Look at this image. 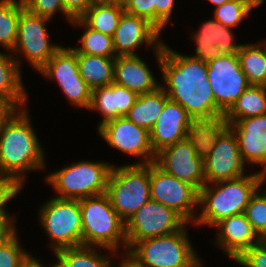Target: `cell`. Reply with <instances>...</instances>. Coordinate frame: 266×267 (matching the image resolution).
<instances>
[{"label": "cell", "mask_w": 266, "mask_h": 267, "mask_svg": "<svg viewBox=\"0 0 266 267\" xmlns=\"http://www.w3.org/2000/svg\"><path fill=\"white\" fill-rule=\"evenodd\" d=\"M262 185L251 197L244 214L261 239H266V189Z\"/></svg>", "instance_id": "836d02e7"}, {"label": "cell", "mask_w": 266, "mask_h": 267, "mask_svg": "<svg viewBox=\"0 0 266 267\" xmlns=\"http://www.w3.org/2000/svg\"><path fill=\"white\" fill-rule=\"evenodd\" d=\"M67 267H108L119 254L96 246H77L55 252Z\"/></svg>", "instance_id": "484cf974"}, {"label": "cell", "mask_w": 266, "mask_h": 267, "mask_svg": "<svg viewBox=\"0 0 266 267\" xmlns=\"http://www.w3.org/2000/svg\"><path fill=\"white\" fill-rule=\"evenodd\" d=\"M37 222L48 238L51 253L82 245L80 200L50 196L37 208Z\"/></svg>", "instance_id": "ba28073f"}, {"label": "cell", "mask_w": 266, "mask_h": 267, "mask_svg": "<svg viewBox=\"0 0 266 267\" xmlns=\"http://www.w3.org/2000/svg\"><path fill=\"white\" fill-rule=\"evenodd\" d=\"M207 65L216 106L225 115L251 84L240 67L237 55H221L208 61Z\"/></svg>", "instance_id": "2e32d148"}, {"label": "cell", "mask_w": 266, "mask_h": 267, "mask_svg": "<svg viewBox=\"0 0 266 267\" xmlns=\"http://www.w3.org/2000/svg\"><path fill=\"white\" fill-rule=\"evenodd\" d=\"M23 188L18 180L0 176V214H14L8 210L9 203L17 199Z\"/></svg>", "instance_id": "74e56055"}, {"label": "cell", "mask_w": 266, "mask_h": 267, "mask_svg": "<svg viewBox=\"0 0 266 267\" xmlns=\"http://www.w3.org/2000/svg\"><path fill=\"white\" fill-rule=\"evenodd\" d=\"M115 59L77 53L79 73L91 90L114 82Z\"/></svg>", "instance_id": "d4e9b609"}, {"label": "cell", "mask_w": 266, "mask_h": 267, "mask_svg": "<svg viewBox=\"0 0 266 267\" xmlns=\"http://www.w3.org/2000/svg\"><path fill=\"white\" fill-rule=\"evenodd\" d=\"M237 57L248 82L266 87V38L245 43Z\"/></svg>", "instance_id": "4316f807"}, {"label": "cell", "mask_w": 266, "mask_h": 267, "mask_svg": "<svg viewBox=\"0 0 266 267\" xmlns=\"http://www.w3.org/2000/svg\"><path fill=\"white\" fill-rule=\"evenodd\" d=\"M168 100L166 92L159 87L156 91L138 95L134 105L125 116L137 126L150 131Z\"/></svg>", "instance_id": "83f0119b"}, {"label": "cell", "mask_w": 266, "mask_h": 267, "mask_svg": "<svg viewBox=\"0 0 266 267\" xmlns=\"http://www.w3.org/2000/svg\"><path fill=\"white\" fill-rule=\"evenodd\" d=\"M69 26L81 28L82 34L78 37V46L70 47L76 52L88 55L116 58L113 37L89 28L81 19L73 20Z\"/></svg>", "instance_id": "f546056e"}, {"label": "cell", "mask_w": 266, "mask_h": 267, "mask_svg": "<svg viewBox=\"0 0 266 267\" xmlns=\"http://www.w3.org/2000/svg\"><path fill=\"white\" fill-rule=\"evenodd\" d=\"M140 55L117 56L114 67V82L137 95L156 91L160 82L151 65ZM153 72V73H152Z\"/></svg>", "instance_id": "7402d4cb"}, {"label": "cell", "mask_w": 266, "mask_h": 267, "mask_svg": "<svg viewBox=\"0 0 266 267\" xmlns=\"http://www.w3.org/2000/svg\"><path fill=\"white\" fill-rule=\"evenodd\" d=\"M200 128L180 104L168 99L149 131L152 149L157 154L165 147L184 140Z\"/></svg>", "instance_id": "d6986e66"}, {"label": "cell", "mask_w": 266, "mask_h": 267, "mask_svg": "<svg viewBox=\"0 0 266 267\" xmlns=\"http://www.w3.org/2000/svg\"><path fill=\"white\" fill-rule=\"evenodd\" d=\"M213 18L221 25L239 28L246 18L252 17V11L246 4L237 1H229L216 7L213 11Z\"/></svg>", "instance_id": "d6a6232c"}, {"label": "cell", "mask_w": 266, "mask_h": 267, "mask_svg": "<svg viewBox=\"0 0 266 267\" xmlns=\"http://www.w3.org/2000/svg\"><path fill=\"white\" fill-rule=\"evenodd\" d=\"M205 259L203 258L195 267H204L205 266Z\"/></svg>", "instance_id": "816d5d0a"}, {"label": "cell", "mask_w": 266, "mask_h": 267, "mask_svg": "<svg viewBox=\"0 0 266 267\" xmlns=\"http://www.w3.org/2000/svg\"><path fill=\"white\" fill-rule=\"evenodd\" d=\"M68 164L50 171L51 173L45 172L47 174L43 177V182L53 189V197L80 200L106 193L113 166L111 162L80 159Z\"/></svg>", "instance_id": "5b68a950"}, {"label": "cell", "mask_w": 266, "mask_h": 267, "mask_svg": "<svg viewBox=\"0 0 266 267\" xmlns=\"http://www.w3.org/2000/svg\"><path fill=\"white\" fill-rule=\"evenodd\" d=\"M155 163L166 173L191 184L199 191L205 185L201 128L158 152Z\"/></svg>", "instance_id": "8fae6325"}, {"label": "cell", "mask_w": 266, "mask_h": 267, "mask_svg": "<svg viewBox=\"0 0 266 267\" xmlns=\"http://www.w3.org/2000/svg\"><path fill=\"white\" fill-rule=\"evenodd\" d=\"M191 225L187 223L170 235L139 241L127 255L141 267H195L203 258L189 237Z\"/></svg>", "instance_id": "52a82bcc"}, {"label": "cell", "mask_w": 266, "mask_h": 267, "mask_svg": "<svg viewBox=\"0 0 266 267\" xmlns=\"http://www.w3.org/2000/svg\"><path fill=\"white\" fill-rule=\"evenodd\" d=\"M97 134L112 149L136 159L132 163L125 164L155 162L156 154L151 146L150 132L125 116L105 123L97 130Z\"/></svg>", "instance_id": "9a60e30c"}, {"label": "cell", "mask_w": 266, "mask_h": 267, "mask_svg": "<svg viewBox=\"0 0 266 267\" xmlns=\"http://www.w3.org/2000/svg\"><path fill=\"white\" fill-rule=\"evenodd\" d=\"M17 109L11 101L0 95V129Z\"/></svg>", "instance_id": "ee69618b"}, {"label": "cell", "mask_w": 266, "mask_h": 267, "mask_svg": "<svg viewBox=\"0 0 266 267\" xmlns=\"http://www.w3.org/2000/svg\"><path fill=\"white\" fill-rule=\"evenodd\" d=\"M205 184L233 180L248 174L234 132L226 125L202 126ZM247 171V172H246Z\"/></svg>", "instance_id": "8992f818"}, {"label": "cell", "mask_w": 266, "mask_h": 267, "mask_svg": "<svg viewBox=\"0 0 266 267\" xmlns=\"http://www.w3.org/2000/svg\"><path fill=\"white\" fill-rule=\"evenodd\" d=\"M87 111L97 112L101 116L96 130L105 123L115 120L114 82L92 90L91 104Z\"/></svg>", "instance_id": "1f68e13d"}, {"label": "cell", "mask_w": 266, "mask_h": 267, "mask_svg": "<svg viewBox=\"0 0 266 267\" xmlns=\"http://www.w3.org/2000/svg\"><path fill=\"white\" fill-rule=\"evenodd\" d=\"M206 1L212 4L213 5L212 7L215 9L216 7H219L223 3L229 2L230 0H206Z\"/></svg>", "instance_id": "681fc988"}, {"label": "cell", "mask_w": 266, "mask_h": 267, "mask_svg": "<svg viewBox=\"0 0 266 267\" xmlns=\"http://www.w3.org/2000/svg\"><path fill=\"white\" fill-rule=\"evenodd\" d=\"M189 38L195 44L191 57L208 62L221 55H237L244 43L236 42L235 29L221 25L213 17L201 22L198 29L189 31ZM195 52V53H194Z\"/></svg>", "instance_id": "e0dca14e"}, {"label": "cell", "mask_w": 266, "mask_h": 267, "mask_svg": "<svg viewBox=\"0 0 266 267\" xmlns=\"http://www.w3.org/2000/svg\"><path fill=\"white\" fill-rule=\"evenodd\" d=\"M176 2V0H152V24L162 34L174 19Z\"/></svg>", "instance_id": "8d00e7d4"}, {"label": "cell", "mask_w": 266, "mask_h": 267, "mask_svg": "<svg viewBox=\"0 0 266 267\" xmlns=\"http://www.w3.org/2000/svg\"><path fill=\"white\" fill-rule=\"evenodd\" d=\"M108 267H121V254L116 256V260L114 259V261Z\"/></svg>", "instance_id": "f907efd6"}, {"label": "cell", "mask_w": 266, "mask_h": 267, "mask_svg": "<svg viewBox=\"0 0 266 267\" xmlns=\"http://www.w3.org/2000/svg\"><path fill=\"white\" fill-rule=\"evenodd\" d=\"M246 4L252 11L263 5L261 0H230Z\"/></svg>", "instance_id": "7dc6e473"}, {"label": "cell", "mask_w": 266, "mask_h": 267, "mask_svg": "<svg viewBox=\"0 0 266 267\" xmlns=\"http://www.w3.org/2000/svg\"><path fill=\"white\" fill-rule=\"evenodd\" d=\"M96 0H62L65 14L73 21L80 19Z\"/></svg>", "instance_id": "7bdbcfd3"}, {"label": "cell", "mask_w": 266, "mask_h": 267, "mask_svg": "<svg viewBox=\"0 0 266 267\" xmlns=\"http://www.w3.org/2000/svg\"><path fill=\"white\" fill-rule=\"evenodd\" d=\"M212 228L217 232L210 242L231 261L262 240L244 213L224 218Z\"/></svg>", "instance_id": "44dd1931"}, {"label": "cell", "mask_w": 266, "mask_h": 267, "mask_svg": "<svg viewBox=\"0 0 266 267\" xmlns=\"http://www.w3.org/2000/svg\"><path fill=\"white\" fill-rule=\"evenodd\" d=\"M16 216L18 214H0V244L7 242L19 231Z\"/></svg>", "instance_id": "b9f144b4"}, {"label": "cell", "mask_w": 266, "mask_h": 267, "mask_svg": "<svg viewBox=\"0 0 266 267\" xmlns=\"http://www.w3.org/2000/svg\"><path fill=\"white\" fill-rule=\"evenodd\" d=\"M124 12L122 3L96 0L80 19L89 28L113 37Z\"/></svg>", "instance_id": "cb8c5ba5"}, {"label": "cell", "mask_w": 266, "mask_h": 267, "mask_svg": "<svg viewBox=\"0 0 266 267\" xmlns=\"http://www.w3.org/2000/svg\"><path fill=\"white\" fill-rule=\"evenodd\" d=\"M28 108L17 109L0 129V176L16 179L24 187L27 174L48 170L46 148Z\"/></svg>", "instance_id": "7a4b0ae2"}, {"label": "cell", "mask_w": 266, "mask_h": 267, "mask_svg": "<svg viewBox=\"0 0 266 267\" xmlns=\"http://www.w3.org/2000/svg\"><path fill=\"white\" fill-rule=\"evenodd\" d=\"M164 42L162 33L147 19L124 12L120 18L113 44L116 56L140 55L141 47L149 52L157 50Z\"/></svg>", "instance_id": "ac0fdd59"}, {"label": "cell", "mask_w": 266, "mask_h": 267, "mask_svg": "<svg viewBox=\"0 0 266 267\" xmlns=\"http://www.w3.org/2000/svg\"><path fill=\"white\" fill-rule=\"evenodd\" d=\"M51 255H54L52 256L53 258H55V260L53 259V263L51 265L48 264L49 267H67L65 262L56 254V253H51ZM43 267H46L45 266V263H44V260L42 258H37V256H33ZM43 260V261H42ZM56 261V262H55ZM47 266V267H48Z\"/></svg>", "instance_id": "f6af8a7d"}, {"label": "cell", "mask_w": 266, "mask_h": 267, "mask_svg": "<svg viewBox=\"0 0 266 267\" xmlns=\"http://www.w3.org/2000/svg\"><path fill=\"white\" fill-rule=\"evenodd\" d=\"M106 194L116 213L125 221L150 198L149 164H113Z\"/></svg>", "instance_id": "9c48e42d"}, {"label": "cell", "mask_w": 266, "mask_h": 267, "mask_svg": "<svg viewBox=\"0 0 266 267\" xmlns=\"http://www.w3.org/2000/svg\"><path fill=\"white\" fill-rule=\"evenodd\" d=\"M150 198L173 209L187 223L194 224L199 211V191L166 173L155 162L150 163Z\"/></svg>", "instance_id": "4fadbf2b"}, {"label": "cell", "mask_w": 266, "mask_h": 267, "mask_svg": "<svg viewBox=\"0 0 266 267\" xmlns=\"http://www.w3.org/2000/svg\"><path fill=\"white\" fill-rule=\"evenodd\" d=\"M121 267H141L127 254H121Z\"/></svg>", "instance_id": "bcb514c9"}, {"label": "cell", "mask_w": 266, "mask_h": 267, "mask_svg": "<svg viewBox=\"0 0 266 267\" xmlns=\"http://www.w3.org/2000/svg\"><path fill=\"white\" fill-rule=\"evenodd\" d=\"M236 135L242 161L257 166L266 176V114L244 118L227 125ZM249 165V166H248Z\"/></svg>", "instance_id": "ffe728a7"}, {"label": "cell", "mask_w": 266, "mask_h": 267, "mask_svg": "<svg viewBox=\"0 0 266 267\" xmlns=\"http://www.w3.org/2000/svg\"><path fill=\"white\" fill-rule=\"evenodd\" d=\"M82 245L127 254L126 222L116 213L106 193L80 199Z\"/></svg>", "instance_id": "277c9868"}, {"label": "cell", "mask_w": 266, "mask_h": 267, "mask_svg": "<svg viewBox=\"0 0 266 267\" xmlns=\"http://www.w3.org/2000/svg\"><path fill=\"white\" fill-rule=\"evenodd\" d=\"M152 54L168 99L180 104L200 127L222 124L224 114L216 106L207 62L184 55L165 41Z\"/></svg>", "instance_id": "6da1fadb"}, {"label": "cell", "mask_w": 266, "mask_h": 267, "mask_svg": "<svg viewBox=\"0 0 266 267\" xmlns=\"http://www.w3.org/2000/svg\"><path fill=\"white\" fill-rule=\"evenodd\" d=\"M266 114V87L250 85L224 115L222 124L229 125L237 120Z\"/></svg>", "instance_id": "f1b7e54d"}, {"label": "cell", "mask_w": 266, "mask_h": 267, "mask_svg": "<svg viewBox=\"0 0 266 267\" xmlns=\"http://www.w3.org/2000/svg\"><path fill=\"white\" fill-rule=\"evenodd\" d=\"M6 52V53H5ZM22 71L12 53L0 51V95L11 101L18 109L28 107L29 93Z\"/></svg>", "instance_id": "603a6c76"}, {"label": "cell", "mask_w": 266, "mask_h": 267, "mask_svg": "<svg viewBox=\"0 0 266 267\" xmlns=\"http://www.w3.org/2000/svg\"><path fill=\"white\" fill-rule=\"evenodd\" d=\"M51 21L53 20L35 15L26 8L21 11L16 44L11 52L21 70L23 60H26L37 74L62 47L60 43L51 41L50 27L48 29Z\"/></svg>", "instance_id": "30bf717a"}, {"label": "cell", "mask_w": 266, "mask_h": 267, "mask_svg": "<svg viewBox=\"0 0 266 267\" xmlns=\"http://www.w3.org/2000/svg\"><path fill=\"white\" fill-rule=\"evenodd\" d=\"M251 172L233 180L205 184L199 190V211L193 227L212 228L224 218L244 213L251 197L266 185L265 175L256 170Z\"/></svg>", "instance_id": "3957f363"}, {"label": "cell", "mask_w": 266, "mask_h": 267, "mask_svg": "<svg viewBox=\"0 0 266 267\" xmlns=\"http://www.w3.org/2000/svg\"><path fill=\"white\" fill-rule=\"evenodd\" d=\"M123 5L127 14L143 17L152 24V0H126Z\"/></svg>", "instance_id": "60d3db41"}, {"label": "cell", "mask_w": 266, "mask_h": 267, "mask_svg": "<svg viewBox=\"0 0 266 267\" xmlns=\"http://www.w3.org/2000/svg\"><path fill=\"white\" fill-rule=\"evenodd\" d=\"M233 262L239 267H266V239L245 250Z\"/></svg>", "instance_id": "f35d334b"}, {"label": "cell", "mask_w": 266, "mask_h": 267, "mask_svg": "<svg viewBox=\"0 0 266 267\" xmlns=\"http://www.w3.org/2000/svg\"><path fill=\"white\" fill-rule=\"evenodd\" d=\"M108 1H112V2H118V3H124L126 0H108Z\"/></svg>", "instance_id": "f5cc1de1"}, {"label": "cell", "mask_w": 266, "mask_h": 267, "mask_svg": "<svg viewBox=\"0 0 266 267\" xmlns=\"http://www.w3.org/2000/svg\"><path fill=\"white\" fill-rule=\"evenodd\" d=\"M137 97L135 92L114 82L115 119L126 116Z\"/></svg>", "instance_id": "ab89813d"}, {"label": "cell", "mask_w": 266, "mask_h": 267, "mask_svg": "<svg viewBox=\"0 0 266 267\" xmlns=\"http://www.w3.org/2000/svg\"><path fill=\"white\" fill-rule=\"evenodd\" d=\"M39 73L45 81L58 84L65 100L74 109H89L92 90L81 77L77 53L70 46L63 45Z\"/></svg>", "instance_id": "7c38bea8"}, {"label": "cell", "mask_w": 266, "mask_h": 267, "mask_svg": "<svg viewBox=\"0 0 266 267\" xmlns=\"http://www.w3.org/2000/svg\"><path fill=\"white\" fill-rule=\"evenodd\" d=\"M23 267H43V266L32 255L30 259L23 265Z\"/></svg>", "instance_id": "c3c4849f"}, {"label": "cell", "mask_w": 266, "mask_h": 267, "mask_svg": "<svg viewBox=\"0 0 266 267\" xmlns=\"http://www.w3.org/2000/svg\"><path fill=\"white\" fill-rule=\"evenodd\" d=\"M19 231L7 242L0 244V267H23L34 254L26 250ZM25 246V247H24Z\"/></svg>", "instance_id": "e575fe53"}, {"label": "cell", "mask_w": 266, "mask_h": 267, "mask_svg": "<svg viewBox=\"0 0 266 267\" xmlns=\"http://www.w3.org/2000/svg\"><path fill=\"white\" fill-rule=\"evenodd\" d=\"M24 7L35 15L42 16L44 18L52 20L59 13L64 17L66 23L72 22V20L65 14L62 0H22ZM58 14V15H57Z\"/></svg>", "instance_id": "d590c367"}, {"label": "cell", "mask_w": 266, "mask_h": 267, "mask_svg": "<svg viewBox=\"0 0 266 267\" xmlns=\"http://www.w3.org/2000/svg\"><path fill=\"white\" fill-rule=\"evenodd\" d=\"M186 224L173 209L150 199L126 222L127 252L139 241L173 234Z\"/></svg>", "instance_id": "5bb4252c"}, {"label": "cell", "mask_w": 266, "mask_h": 267, "mask_svg": "<svg viewBox=\"0 0 266 267\" xmlns=\"http://www.w3.org/2000/svg\"><path fill=\"white\" fill-rule=\"evenodd\" d=\"M22 0H0V47L12 52L17 39L18 22L24 9Z\"/></svg>", "instance_id": "4dcf8cb0"}]
</instances>
